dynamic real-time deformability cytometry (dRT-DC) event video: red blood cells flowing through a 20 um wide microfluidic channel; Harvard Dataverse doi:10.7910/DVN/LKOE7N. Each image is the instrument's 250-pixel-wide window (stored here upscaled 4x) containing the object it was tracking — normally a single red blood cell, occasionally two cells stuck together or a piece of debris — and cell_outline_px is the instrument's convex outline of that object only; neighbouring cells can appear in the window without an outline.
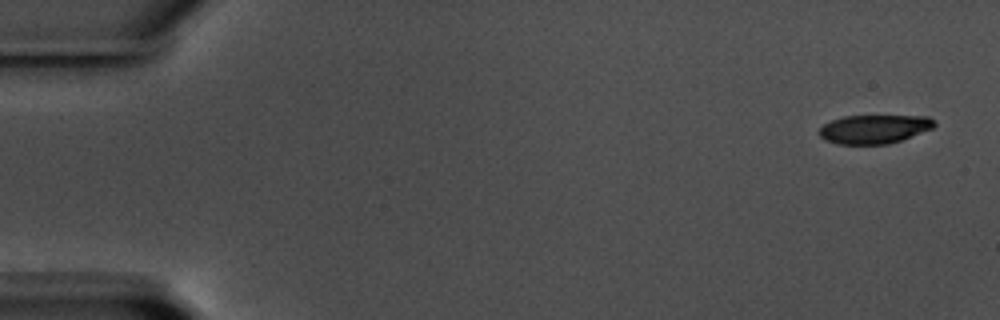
{"species": "common noctule bat (a hibernating species)", "species_latin": "Nyctalus noctula", "temperature_condition": "warm", "stored_images_in_passage": 56, "camera_frame_rate_fps": 3000, "um_per_image_px": 0.085, "animal": {"sex": "male", "body_mass_g": 17.5, "forearm_length_mm": 52.3}, "frame": {"image": 1, "passage_image": 1, "time_ms": 0.0, "image_size_px": [1000, 320], "cell_outline_px": [[936, 124], [932, 128], [900, 140], [888, 144], [836, 144], [824, 140], [820, 136], [820, 128], [824, 124], [832, 120], [844, 116], [928, 116]], "centroid_in_image_um": [74.27, 10.97], "position_along_channel_um": 10.7, "area_um2": 19.07}}
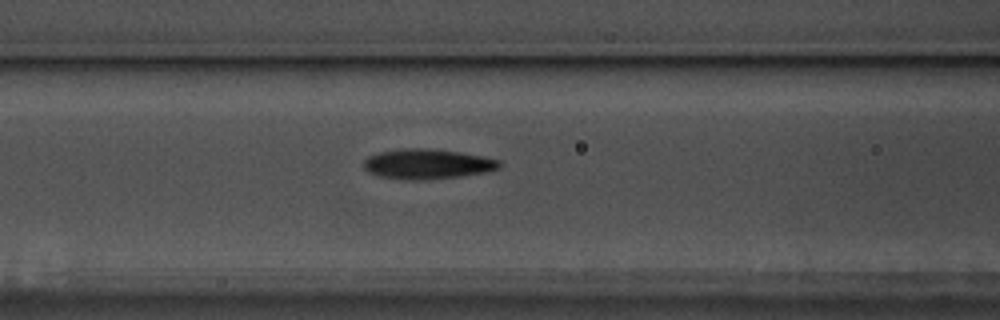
{"frame": {"image": 2, "passage_image": 23, "time_ms": 7.333, "image_size_px": [1000, 320], "cell_outline_px": [[500, 168], [488, 172], [464, 176], [424, 180], [412, 180], [380, 176], [368, 172], [364, 168], [364, 160], [368, 156], [380, 152], [404, 148], [424, 148], [456, 152], [480, 156], [500, 160]], "centroid_in_image_um": [36.33, 13.95], "position_along_channel_um": 130.3, "area_um2": 23.58}}
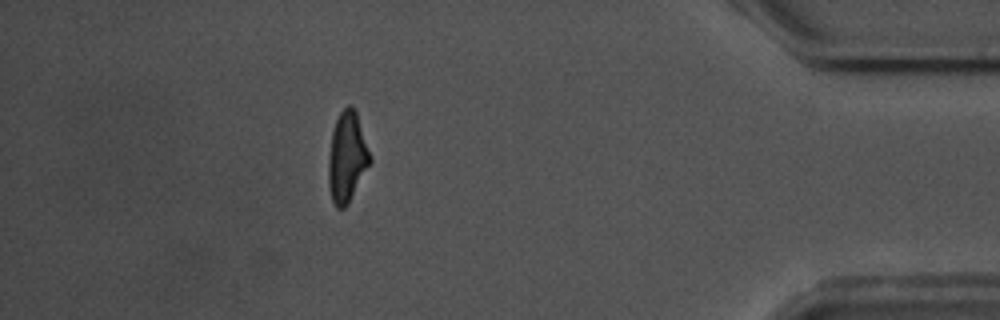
{"frame": {"image": 3, "passage_image": 50, "time_ms": 16.333, "image_size_px": [1000, 320], "cell_outline_px": [[372, 160], [348, 204], [344, 208], [336, 208], [332, 200], [328, 184], [328, 160], [332, 132], [336, 120], [340, 112], [348, 104], [352, 104], [356, 112], [372, 156]], "centroid_in_image_um": [29.5, 13.35], "position_along_channel_um": 405.7, "area_um2": 21.91}, "authors_computed_cell_mechanics": {"area_um2": 22.1085, "velocity_mm_per_s": 3.5643, "shape_relaxation_time_tau1_ms": 2.8025, "shape_relaxation_time_tau2_ms": 2.7842, "deformation_change_tau1": 0.1495, "deformation_change_tau2": 0.1165}}